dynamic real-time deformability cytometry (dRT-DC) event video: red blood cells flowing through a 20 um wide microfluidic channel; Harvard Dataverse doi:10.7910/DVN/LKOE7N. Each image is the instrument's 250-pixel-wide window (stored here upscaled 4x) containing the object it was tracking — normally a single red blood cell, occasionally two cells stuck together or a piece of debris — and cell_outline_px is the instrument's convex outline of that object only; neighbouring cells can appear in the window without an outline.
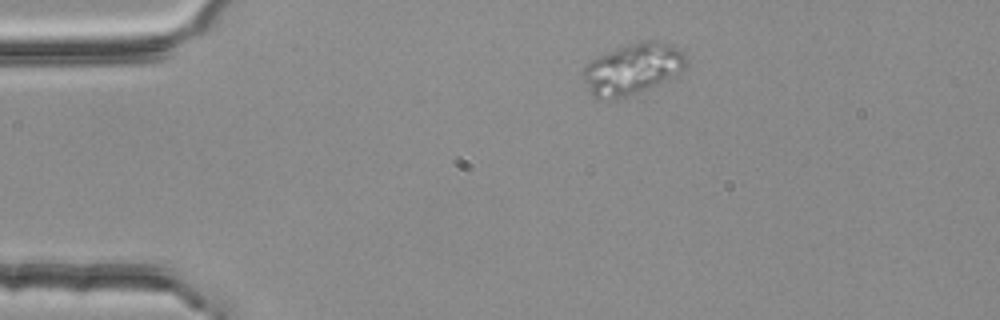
{"species": "common noctule bat (a hibernating species)", "species_latin": "Nyctalus noctula", "temperature_condition": "room temperature", "stored_images_in_passage": 3, "camera_frame_rate_fps": 3000, "um_per_image_px": 0.085, "animal": {"sex": "female", "body_mass_g": 25.1}, "frame": {"image": 1, "passage_image": 1, "time_ms": 0.0, "image_size_px": [1000, 320], "cell_outline_px": [[688, 64], [680, 72], [656, 84], [636, 92], [624, 96], [608, 100], [596, 100], [592, 96], [580, 72], [592, 60], [600, 56], [620, 48], [632, 44], [648, 40], [656, 40], [672, 44], [684, 52], [688, 60]], "centroid_in_image_um": [53.78, 5.86], "position_along_channel_um": 31.2, "area_um2": 30.06}}
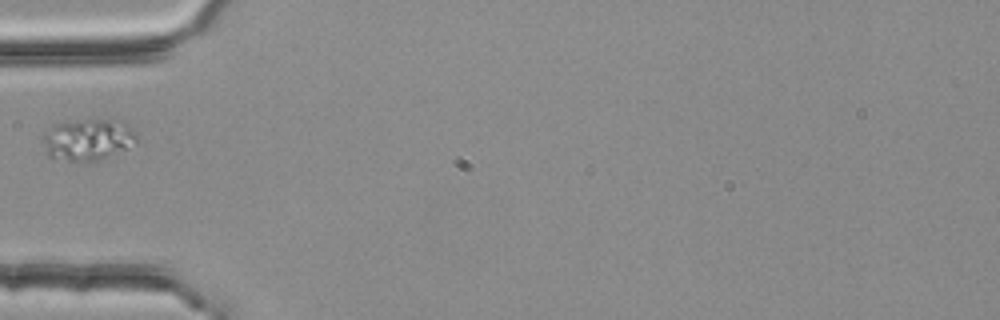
{"frame": {"image": 2, "passage_image": 3, "time_ms": 0.667, "image_size_px": [1000, 320], "cell_outline_px": [[140, 140], [100, 160], [88, 164], [76, 164], [48, 156], [44, 144], [44, 132], [56, 124], [80, 120], [108, 120], [128, 124], [136, 132]], "centroid_in_image_um": [7.46, 11.92], "position_along_channel_um": 77.5, "area_um2": 22.83}}